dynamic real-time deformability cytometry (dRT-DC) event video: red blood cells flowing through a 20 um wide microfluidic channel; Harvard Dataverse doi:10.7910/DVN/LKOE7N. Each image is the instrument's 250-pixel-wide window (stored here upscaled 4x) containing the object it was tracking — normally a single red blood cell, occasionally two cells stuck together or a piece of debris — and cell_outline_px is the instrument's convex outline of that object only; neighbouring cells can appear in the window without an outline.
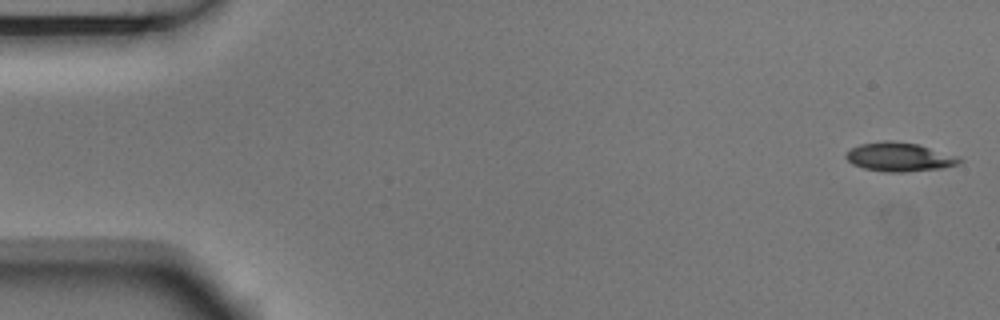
{"species": "Egyptian fruit bat (a non-hibernating species)", "species_latin": "Rousettus aegyptiacus", "temperature_condition": "room temperature", "stored_images_in_passage": 3, "segment_of_instrument_passage": [2, 2], "camera_frame_rate_fps": 3000, "um_per_image_px": 0.085, "animal": {"sex": "male"}, "frame": {"image": 1, "passage_image": 3, "time_ms": 0.667, "image_size_px": [1000, 320], "cell_outline_px": [[964, 160], [960, 164], [944, 168], [904, 172], [884, 172], [864, 168], [852, 164], [844, 156], [852, 148], [860, 144], [884, 140], [892, 140], [916, 144], [960, 156]], "centroid_in_image_um": [76.49, 13.35], "position_along_channel_um": 8.5, "area_um2": 19.25}}